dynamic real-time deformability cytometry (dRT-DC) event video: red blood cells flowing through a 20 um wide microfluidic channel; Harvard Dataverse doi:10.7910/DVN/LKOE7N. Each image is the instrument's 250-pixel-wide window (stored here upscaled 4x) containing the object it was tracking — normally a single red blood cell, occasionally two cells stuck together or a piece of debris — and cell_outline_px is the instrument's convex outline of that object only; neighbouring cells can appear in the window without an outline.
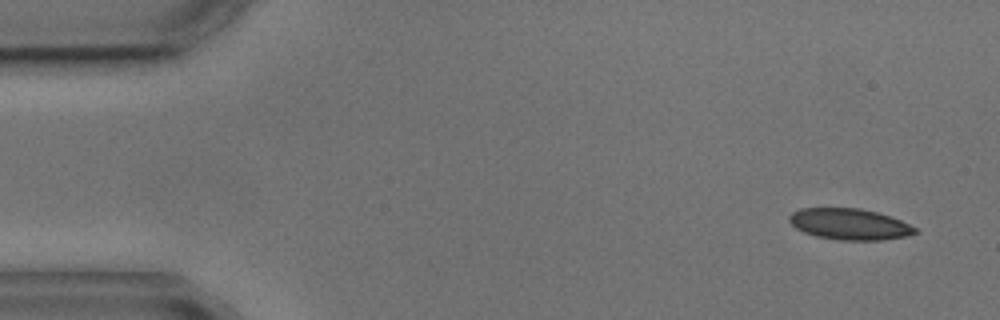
{"species": "common noctule bat (a hibernating species)", "species_latin": "Nyctalus noctula", "temperature_condition": "cold", "stored_images_in_passage": 5, "segment_of_instrument_passage": [1, 2], "camera_frame_rate_fps": 3000, "um_per_image_px": 0.085, "animal": {"sex": "male", "body_mass_g": 17.9, "forearm_length_mm": 54.2}, "frame": {"image": 1, "passage_image": 1, "time_ms": 0.0, "image_size_px": [1000, 320], "cell_outline_px": [[920, 232], [908, 236], [880, 240], [840, 240], [816, 236], [804, 232], [796, 228], [788, 220], [788, 216], [792, 212], [800, 208], [860, 208], [876, 212], [900, 220], [916, 228]], "centroid_in_image_um": [72.2, 19.05], "position_along_channel_um": 12.8, "area_um2": 22.83}}